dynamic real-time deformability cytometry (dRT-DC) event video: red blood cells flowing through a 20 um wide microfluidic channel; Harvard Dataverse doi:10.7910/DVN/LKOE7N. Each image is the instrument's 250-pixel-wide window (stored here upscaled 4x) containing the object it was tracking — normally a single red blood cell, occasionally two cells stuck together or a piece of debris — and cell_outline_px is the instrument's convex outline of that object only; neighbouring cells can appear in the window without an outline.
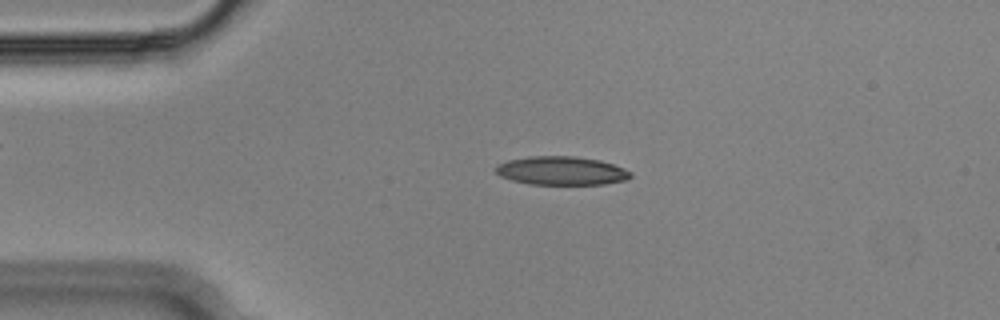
{"species": "Egyptian fruit bat (a non-hibernating species)", "species_latin": "Rousettus aegyptiacus", "temperature_condition": "cold", "stored_images_in_passage": 54, "camera_frame_rate_fps": 3000, "um_per_image_px": 0.085, "animal": {"sex": "male"}, "frame": {"image": 1, "passage_image": 11, "time_ms": 3.333, "image_size_px": [1000, 320], "cell_outline_px": [[632, 176], [628, 180], [604, 184], [528, 184], [512, 180], [500, 176], [492, 168], [508, 160], [528, 156], [572, 156], [600, 160], [624, 168], [632, 172]], "centroid_in_image_um": [47.73, 14.51], "position_along_channel_um": 37.3, "area_um2": 22.54}}
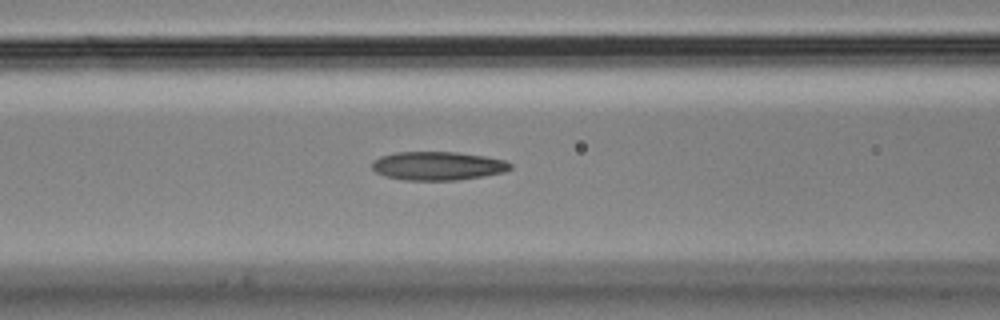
{"frame": {"image": 2, "passage_image": 21, "time_ms": 6.667, "image_size_px": [1000, 320], "cell_outline_px": [[512, 168], [504, 172], [484, 176], [456, 180], [404, 180], [384, 176], [376, 172], [372, 168], [372, 160], [380, 156], [396, 152], [456, 152], [484, 156], [504, 160], [512, 164]], "centroid_in_image_um": [37.19, 14.1], "position_along_channel_um": 129.4, "area_um2": 23.12}}
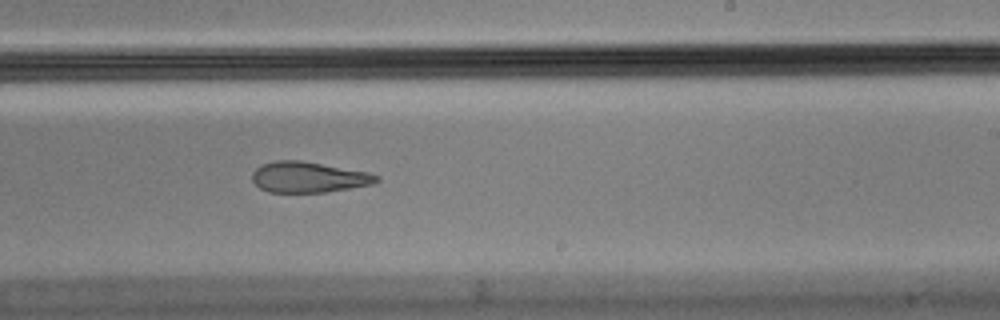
{"frame": {"image": 3, "passage_image": 32, "time_ms": 10.333, "image_size_px": [1000, 320], "cell_outline_px": [[380, 180], [372, 184], [324, 192], [268, 192], [260, 188], [252, 180], [252, 172], [260, 164], [276, 160], [300, 160], [368, 172], [380, 176]], "centroid_in_image_um": [26.2, 15.05], "position_along_channel_um": 262.8, "area_um2": 22.2}, "authors_computed_cell_mechanics": {"area_um2": 23.12, "velocity_mm_per_s": 3.6382, "shape_relaxation_time_tau1_ms": null, "shape_relaxation_time_tau2_ms": 4.4816, "deformation_change_tau1": null, "deformation_change_tau2": 0.1469}}